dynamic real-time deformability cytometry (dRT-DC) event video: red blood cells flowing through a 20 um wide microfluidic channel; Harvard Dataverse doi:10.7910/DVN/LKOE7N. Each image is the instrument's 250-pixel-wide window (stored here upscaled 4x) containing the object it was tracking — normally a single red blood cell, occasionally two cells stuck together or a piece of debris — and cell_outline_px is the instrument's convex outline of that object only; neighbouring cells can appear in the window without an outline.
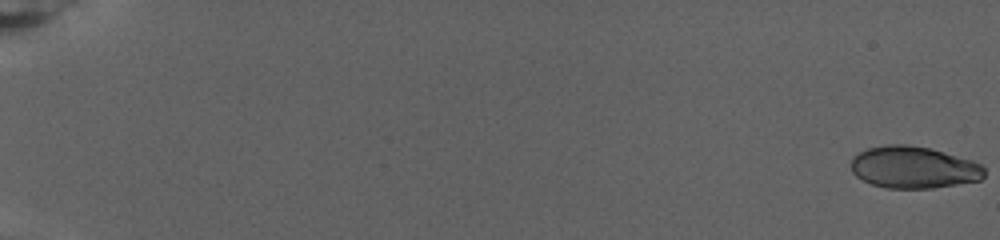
{"species": "human", "species_latin": "Homo sapiens", "temperature_condition": "warm", "stored_images_in_passage": 84, "camera_frame_rate_fps": 3000, "um_per_image_px": 0.085, "donor": {"sex": "female"}, "frame": {"image": 1, "passage_image": 1, "time_ms": 0.0, "image_size_px": [1000, 240], "cell_outline_px": [[984, 176], [980, 180], [932, 188], [884, 188], [872, 184], [856, 176], [852, 172], [852, 156], [868, 148], [888, 144], [908, 144], [928, 148], [944, 152], [972, 160], [980, 164], [984, 168]], "centroid_in_image_um": [77.65, 14.22], "position_along_channel_um": 7.4, "area_um2": 32.48}}
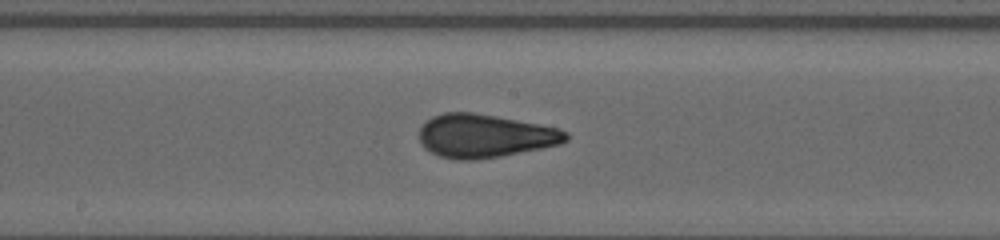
{"frame": {"image": 2, "passage_image": 49, "time_ms": 16.0, "image_size_px": [1000, 240], "cell_outline_px": [[568, 140], [560, 144], [500, 156], [476, 160], [460, 160], [440, 156], [424, 148], [420, 144], [420, 128], [432, 116], [444, 112], [472, 112], [496, 116], [540, 124], [560, 128], [568, 132]], "centroid_in_image_um": [41.21, 11.54], "position_along_channel_um": 207.0, "area_um2": 36.99}}
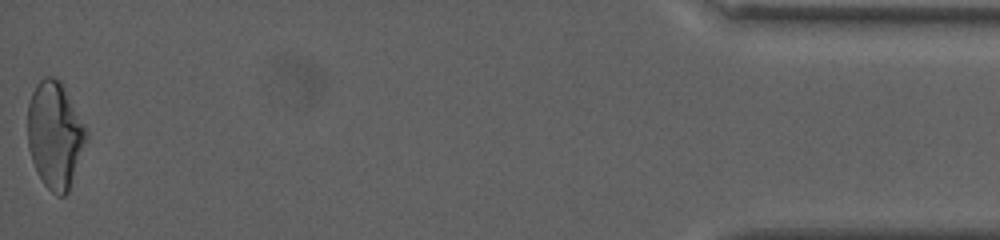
{"frame": {"image": 3, "passage_image": 84, "time_ms": 27.667, "image_size_px": [1000, 240], "cell_outline_px": [[88, 136], [68, 192], [64, 196], [56, 196], [44, 184], [32, 160], [28, 148], [28, 104], [32, 92], [36, 84], [44, 76], [52, 76], [60, 80], [88, 132]], "centroid_in_image_um": [4.66, 11.46], "position_along_channel_um": 430.5, "area_um2": 36.13}, "authors_computed_cell_mechanics": {"area_um2": 34.9979, "velocity_mm_per_s": 2.6061, "shape_relaxation_time_tau1_ms": null, "shape_relaxation_time_tau2_ms": 1.1442, "deformation_change_tau1": null, "deformation_change_tau2": 0.0653}}